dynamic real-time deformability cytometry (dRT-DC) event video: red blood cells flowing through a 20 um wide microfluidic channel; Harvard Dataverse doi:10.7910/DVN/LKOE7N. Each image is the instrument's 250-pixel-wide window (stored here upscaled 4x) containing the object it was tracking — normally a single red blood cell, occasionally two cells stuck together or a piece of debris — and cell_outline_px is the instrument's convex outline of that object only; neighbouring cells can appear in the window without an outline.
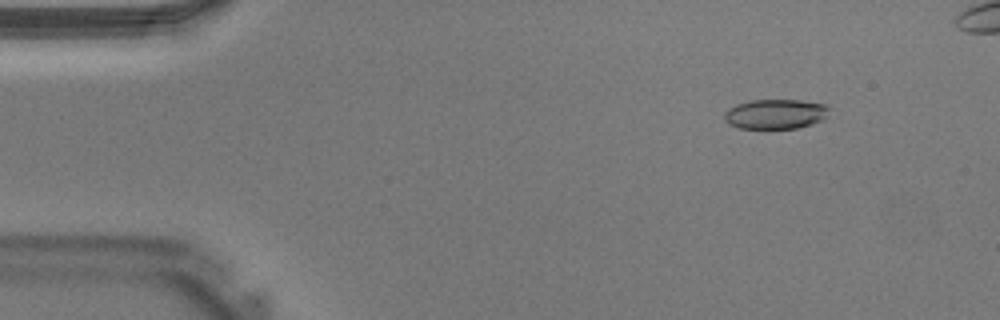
{"species": "Egyptian fruit bat (a non-hibernating species)", "species_latin": "Rousettus aegyptiacus", "temperature_condition": "warm", "stored_images_in_passage": 39, "camera_frame_rate_fps": 3000, "um_per_image_px": 0.085, "animal": {"sex": "male"}, "frame": {"image": 1, "passage_image": 5, "time_ms": 1.333, "image_size_px": [1000, 320], "cell_outline_px": [[828, 116], [824, 120], [812, 124], [796, 128], [740, 128], [728, 124], [724, 120], [724, 112], [728, 108], [736, 104], [748, 100], [800, 100], [824, 104], [828, 108]], "centroid_in_image_um": [65.9, 9.69], "position_along_channel_um": 19.1, "area_um2": 18.32}}
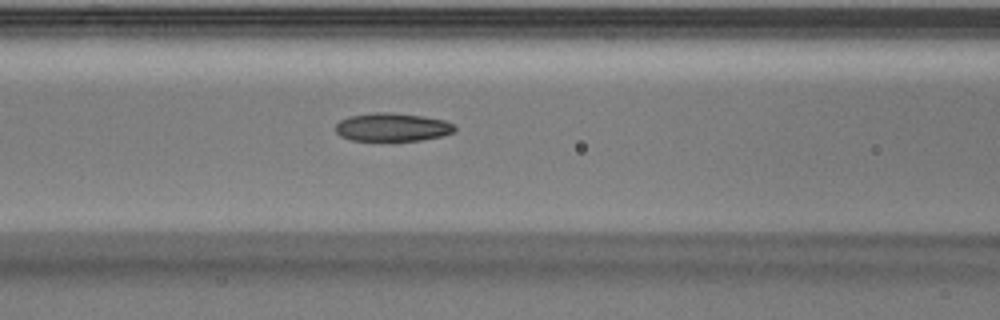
{"frame": {"image": 2, "passage_image": 17, "time_ms": 5.333, "image_size_px": [1000, 320], "cell_outline_px": [[456, 128], [452, 132], [440, 136], [420, 140], [352, 140], [340, 136], [336, 132], [336, 124], [340, 120], [348, 116], [376, 112], [388, 112], [424, 116], [444, 120], [452, 124]], "centroid_in_image_um": [33.31, 10.8], "position_along_channel_um": 133.3, "area_um2": 19.42}}
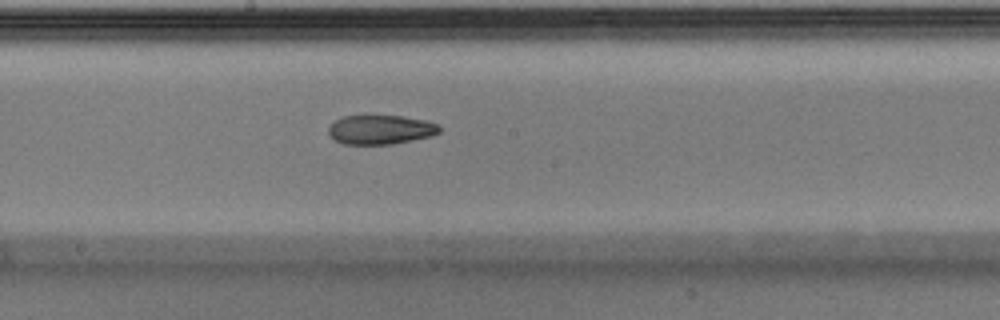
{"frame": {"image": 3, "passage_image": 22, "time_ms": 7.0, "image_size_px": [1000, 320], "cell_outline_px": [[440, 132], [432, 136], [392, 144], [344, 144], [336, 140], [328, 132], [328, 128], [336, 120], [344, 116], [400, 116], [428, 120], [436, 124], [440, 128]], "centroid_in_image_um": [32.38, 11.02], "position_along_channel_um": 215.8, "area_um2": 18.73}}